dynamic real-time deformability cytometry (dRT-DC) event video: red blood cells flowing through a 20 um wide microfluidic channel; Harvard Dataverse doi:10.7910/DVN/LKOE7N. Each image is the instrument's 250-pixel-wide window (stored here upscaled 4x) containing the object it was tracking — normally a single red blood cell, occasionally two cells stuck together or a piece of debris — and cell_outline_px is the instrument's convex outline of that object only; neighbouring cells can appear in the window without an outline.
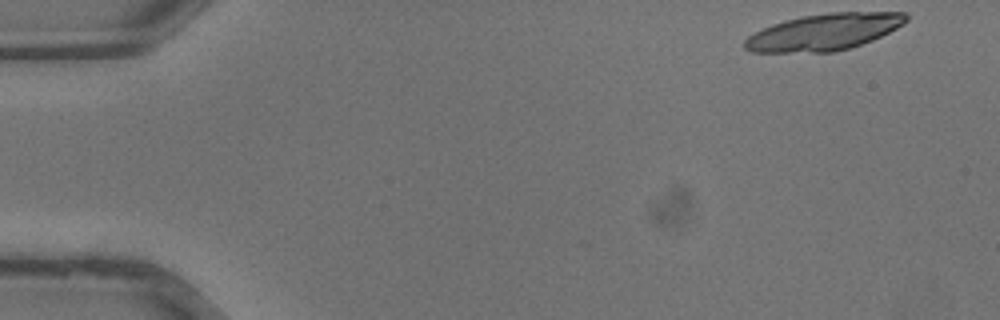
{"species": "common noctule bat (a hibernating species)", "species_latin": "Nyctalus noctula", "temperature_condition": "warm", "stored_images_in_passage": 34, "segment_of_instrument_passage": [1, 2], "camera_frame_rate_fps": 3000, "um_per_image_px": 0.085, "animal": {"sex": "male", "body_mass_g": 13.3}, "frame": {"image": 1, "passage_image": 1, "time_ms": 0.0, "image_size_px": [1000, 320], "cell_outline_px": [[908, 20], [904, 24], [872, 40], [848, 48], [832, 52], [752, 52], [744, 48], [744, 40], [748, 36], [772, 24], [784, 20], [804, 16], [832, 12], [904, 12], [908, 16]], "centroid_in_image_um": [70.04, 2.72], "position_along_channel_um": 15.0, "area_um2": 34.1}}
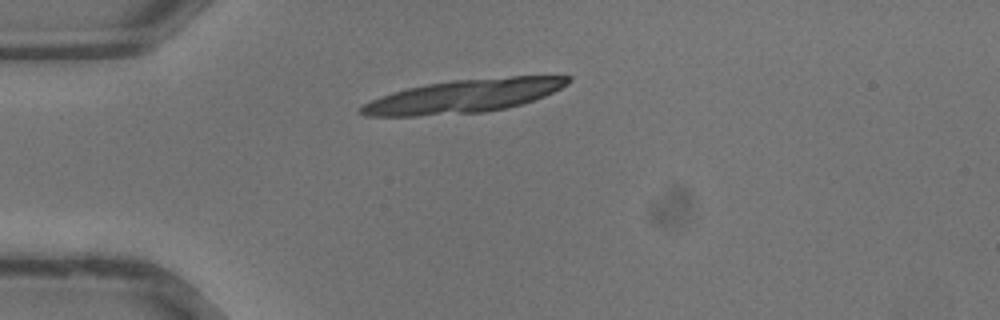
{"frame": {"image": 2, "passage_image": 8, "time_ms": 2.333, "image_size_px": [1000, 320], "cell_outline_px": [[572, 80], [568, 84], [544, 96], [520, 104], [504, 108], [484, 112], [416, 116], [364, 116], [356, 112], [356, 108], [372, 100], [392, 92], [408, 88], [428, 84], [452, 80], [512, 76], [572, 76]], "centroid_in_image_um": [39.38, 8.17], "position_along_channel_um": 45.6, "area_um2": 39.94}}